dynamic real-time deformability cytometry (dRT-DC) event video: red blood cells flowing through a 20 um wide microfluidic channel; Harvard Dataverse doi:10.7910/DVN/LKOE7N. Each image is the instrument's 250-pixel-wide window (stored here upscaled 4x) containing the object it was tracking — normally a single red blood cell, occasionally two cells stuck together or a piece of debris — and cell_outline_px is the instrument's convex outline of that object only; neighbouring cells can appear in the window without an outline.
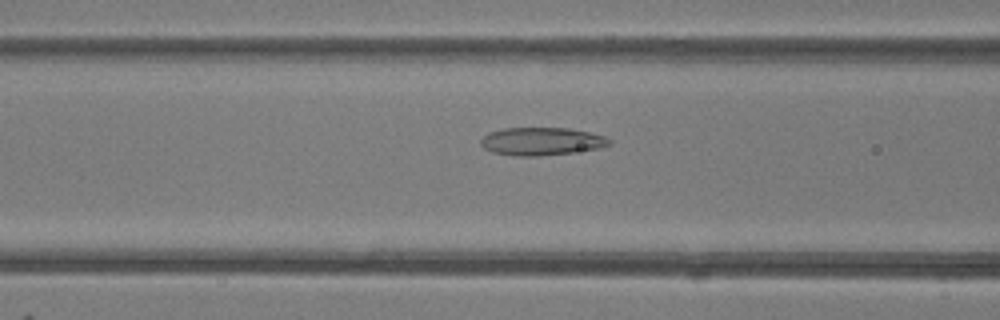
{"species": "common noctule bat (a hibernating species)", "species_latin": "Nyctalus noctula", "temperature_condition": "room temperature", "stored_images_in_passage": 48, "camera_frame_rate_fps": 3000, "um_per_image_px": 0.085, "animal": {"sex": "female"}, "frame": {"image": 1, "passage_image": 20, "time_ms": 6.333, "image_size_px": [1000, 320], "cell_outline_px": [[612, 144], [600, 148], [572, 152], [540, 156], [516, 156], [492, 152], [484, 148], [480, 144], [480, 140], [488, 132], [504, 128], [568, 128], [588, 132], [604, 136], [612, 140]], "centroid_in_image_um": [46.02, 12.01], "position_along_channel_um": 120.6, "area_um2": 20.92}}
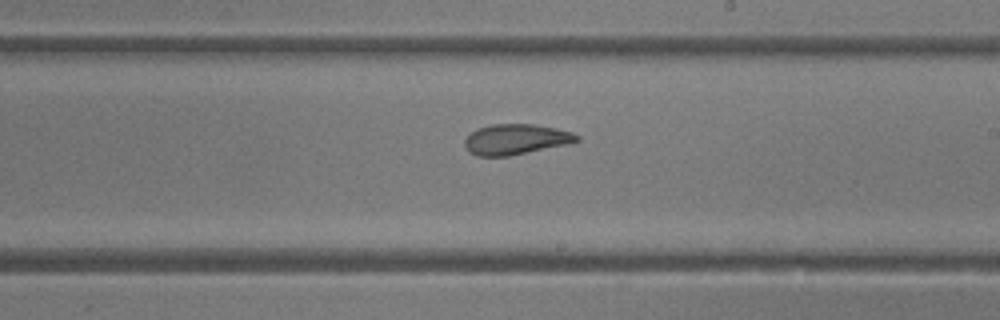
{"frame": {"image": 2, "passage_image": 29, "time_ms": 9.333, "image_size_px": [1000, 320], "cell_outline_px": [[580, 140], [568, 144], [508, 156], [476, 156], [468, 152], [464, 148], [464, 140], [472, 132], [480, 128], [492, 124], [536, 124], [556, 128], [572, 132], [580, 136]], "centroid_in_image_um": [43.84, 11.85], "position_along_channel_um": 245.2, "area_um2": 19.94}}
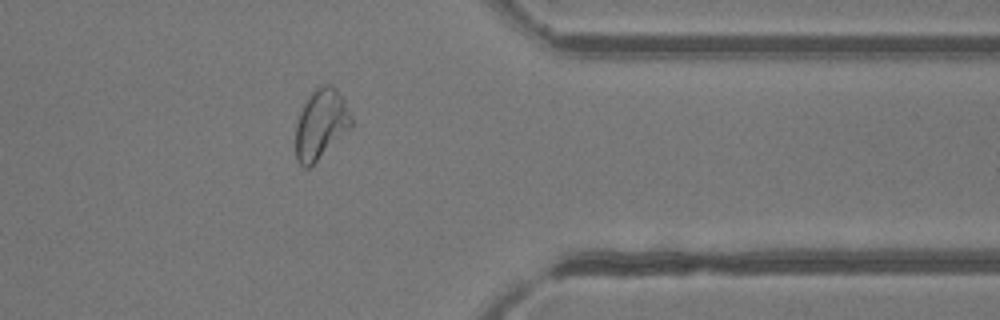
{"frame": {"image": 3, "passage_image": 40, "time_ms": 13.0, "image_size_px": [1000, 320], "cell_outline_px": [[352, 124], [308, 168], [304, 168], [296, 160], [296, 124], [300, 112], [308, 96], [316, 88], [324, 84], [332, 84], [336, 88], [344, 100], [352, 116]], "centroid_in_image_um": [27.25, 10.51], "position_along_channel_um": 384.2, "area_um2": 22.02}}